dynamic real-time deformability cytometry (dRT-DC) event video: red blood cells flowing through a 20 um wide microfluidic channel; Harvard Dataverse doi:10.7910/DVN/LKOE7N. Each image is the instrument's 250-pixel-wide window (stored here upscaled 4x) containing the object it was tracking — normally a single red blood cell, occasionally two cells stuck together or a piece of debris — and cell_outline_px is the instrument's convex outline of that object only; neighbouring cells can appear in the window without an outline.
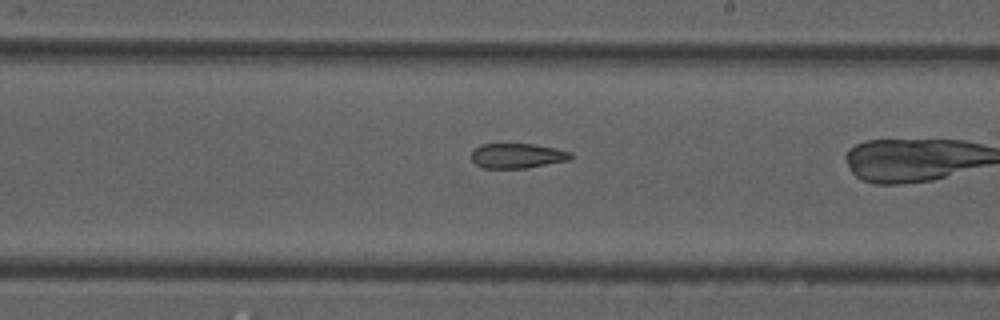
{"species": "common noctule bat (a hibernating species)", "species_latin": "Nyctalus noctula", "temperature_condition": "cold", "stored_images_in_passage": 31, "camera_frame_rate_fps": 3000, "um_per_image_px": 0.085, "animal": {"sex": "male", "forearm_length_mm": 52.5}, "frame": {"image": 1, "passage_image": 27, "time_ms": 8.667, "image_size_px": [1000, 320], "cell_outline_px": [[572, 156], [568, 160], [524, 168], [484, 168], [476, 164], [472, 160], [472, 152], [480, 144], [532, 144], [556, 148], [572, 152]], "centroid_in_image_um": [43.96, 13.23], "position_along_channel_um": 245.0, "area_um2": 14.22}}